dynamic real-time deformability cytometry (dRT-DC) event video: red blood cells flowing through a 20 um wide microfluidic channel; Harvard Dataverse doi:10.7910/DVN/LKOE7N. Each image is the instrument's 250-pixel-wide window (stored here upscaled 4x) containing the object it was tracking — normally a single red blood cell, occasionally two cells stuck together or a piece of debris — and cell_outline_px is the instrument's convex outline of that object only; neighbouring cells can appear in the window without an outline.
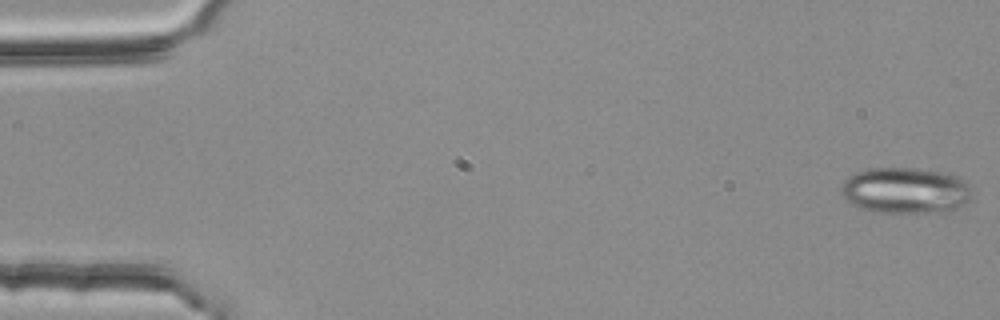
{"species": "common noctule bat (a hibernating species)", "species_latin": "Nyctalus noctula", "temperature_condition": "room temperature", "stored_images_in_passage": 54, "camera_frame_rate_fps": 3000, "um_per_image_px": 0.085, "animal": {"sex": "female", "body_mass_g": 25.1}, "frame": {"image": 1, "passage_image": 1, "time_ms": 0.0, "image_size_px": [1000, 320], "cell_outline_px": [[968, 200], [956, 208], [940, 212], [876, 212], [860, 208], [844, 200], [840, 192], [840, 188], [844, 180], [856, 172], [868, 168], [916, 168], [948, 172], [960, 176], [964, 180], [968, 188]], "centroid_in_image_um": [76.89, 16.17], "position_along_channel_um": 8.1, "area_um2": 35.08}}
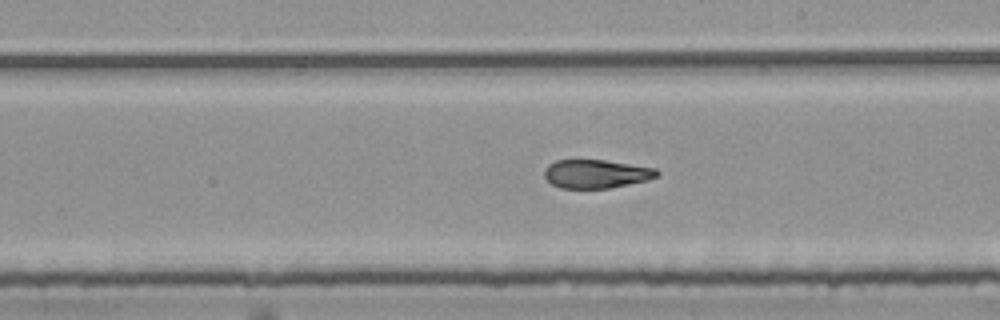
{"frame": {"image": 2, "passage_image": 31, "time_ms": 10.0, "image_size_px": [1000, 320], "cell_outline_px": [[660, 176], [648, 180], [608, 188], [560, 188], [552, 184], [544, 176], [544, 168], [548, 164], [556, 160], [604, 160], [656, 168], [660, 172]], "centroid_in_image_um": [50.68, 14.77], "position_along_channel_um": 238.3, "area_um2": 18.79}}
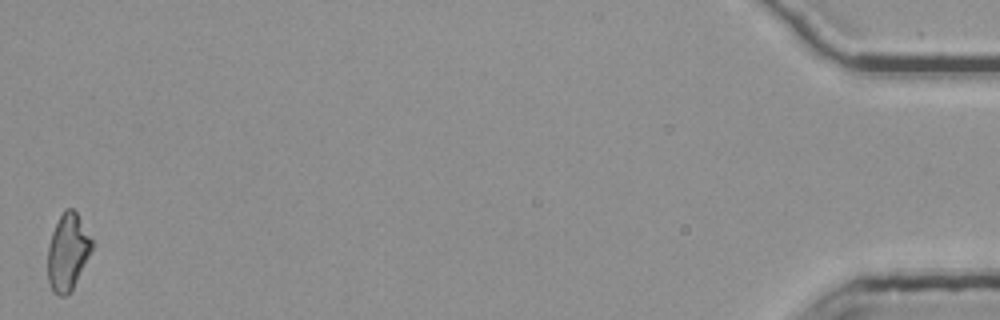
{"frame": {"image": 3, "passage_image": 54, "time_ms": 17.667, "image_size_px": [1000, 320], "cell_outline_px": [[92, 248], [72, 292], [64, 296], [60, 296], [52, 292], [48, 280], [48, 244], [52, 232], [64, 208], [72, 208], [76, 212], [92, 240]], "centroid_in_image_um": [5.74, 21.46], "position_along_channel_um": 429.5, "area_um2": 19.65}, "authors_computed_cell_mechanics": {"area_um2": 20.2878, "velocity_mm_per_s": 3.7849, "shape_relaxation_time_tau1_ms": null, "shape_relaxation_time_tau2_ms": 1.4957, "deformation_change_tau1": null, "deformation_change_tau2": 0.0864}}